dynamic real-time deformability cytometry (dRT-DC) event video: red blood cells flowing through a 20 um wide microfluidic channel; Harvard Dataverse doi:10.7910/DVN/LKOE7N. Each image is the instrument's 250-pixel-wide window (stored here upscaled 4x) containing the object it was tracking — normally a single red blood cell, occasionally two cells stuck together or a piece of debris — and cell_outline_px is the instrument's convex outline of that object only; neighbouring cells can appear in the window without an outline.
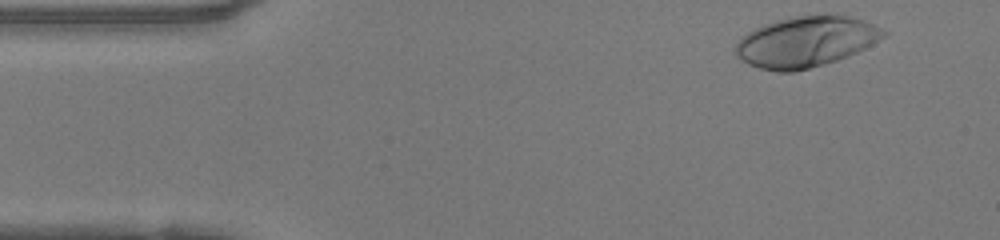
{"species": "human", "species_latin": "Homo sapiens", "temperature_condition": "warm", "stored_images_in_passage": 45, "camera_frame_rate_fps": 3000, "um_per_image_px": 0.085, "donor": {"sex": "female"}, "frame": {"image": 1, "passage_image": 1, "time_ms": 0.0, "image_size_px": [1000, 240], "cell_outline_px": [[888, 32], [884, 36], [872, 44], [848, 56], [836, 60], [808, 68], [792, 72], [776, 72], [760, 68], [748, 64], [740, 60], [736, 56], [736, 44], [748, 32], [764, 24], [776, 20], [792, 16], [828, 12], [848, 16], [864, 20]], "centroid_in_image_um": [68.49, 3.52], "position_along_channel_um": 16.5, "area_um2": 43.81}}
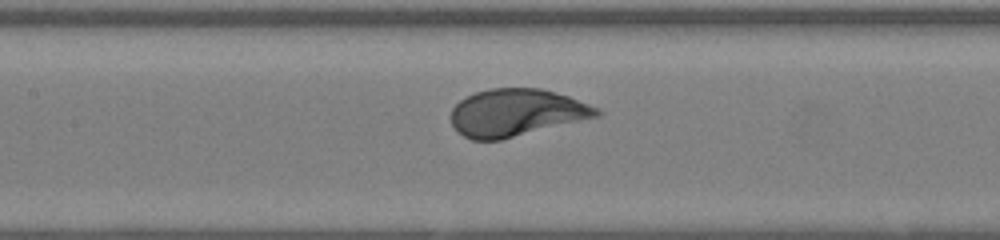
{"frame": {"image": 2, "passage_image": 18, "time_ms": 5.667, "image_size_px": [1000, 240], "cell_outline_px": [[604, 112], [600, 116], [500, 140], [472, 140], [464, 136], [452, 124], [452, 108], [460, 100], [476, 92], [488, 88], [540, 88], [568, 96], [600, 108]], "centroid_in_image_um": [43.92, 9.57], "position_along_channel_um": 163.5, "area_um2": 40.0}}
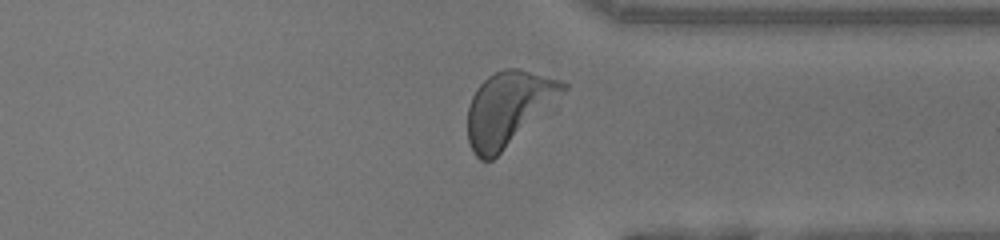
{"frame": {"image": 3, "passage_image": 33, "time_ms": 10.667, "image_size_px": [1000, 240], "cell_outline_px": [[568, 88], [492, 160], [480, 160], [472, 152], [468, 140], [468, 108], [472, 96], [476, 88], [488, 76], [504, 68], [516, 68], [560, 80], [568, 84]], "centroid_in_image_um": [43.15, 9.2], "position_along_channel_um": 368.2, "area_um2": 40.0}, "authors_computed_cell_mechanics": {"area_um2": 40.46, "velocity_mm_per_s": 4.1493, "shape_relaxation_time_tau1_ms": 2.0648, "shape_relaxation_time_tau2_ms": null, "deformation_change_tau1": 0.1796, "deformation_change_tau2": null}}